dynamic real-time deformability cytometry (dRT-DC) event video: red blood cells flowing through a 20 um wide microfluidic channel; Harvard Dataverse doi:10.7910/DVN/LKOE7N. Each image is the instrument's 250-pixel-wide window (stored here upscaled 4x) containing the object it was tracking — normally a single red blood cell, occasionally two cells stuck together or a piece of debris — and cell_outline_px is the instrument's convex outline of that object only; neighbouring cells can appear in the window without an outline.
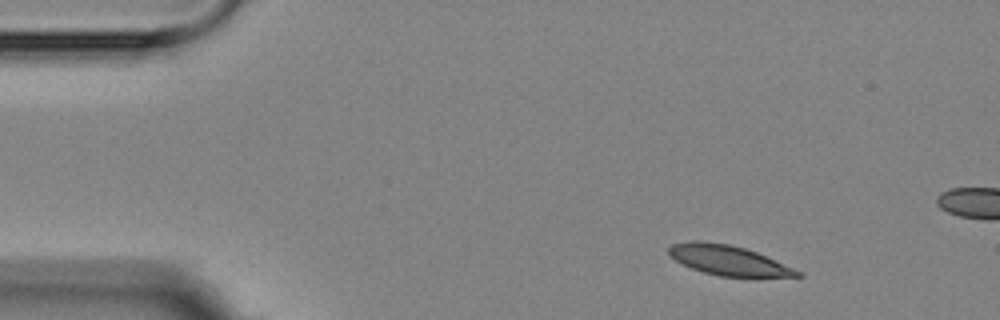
{"species": "Egyptian fruit bat (a non-hibernating species)", "species_latin": "Rousettus aegyptiacus", "temperature_condition": "room temperature", "stored_images_in_passage": 4, "camera_frame_rate_fps": 3000, "um_per_image_px": 0.085, "animal": {"sex": "female"}, "frame": {"image": 1, "passage_image": 1, "time_ms": 0.0, "image_size_px": [1000, 320], "cell_outline_px": [[804, 276], [720, 276], [704, 272], [692, 268], [676, 260], [668, 252], [668, 248], [672, 244], [688, 240], [700, 240], [728, 244], [744, 248], [756, 252], [804, 272]], "centroid_in_image_um": [61.9, 22.1], "position_along_channel_um": 23.1, "area_um2": 22.08}}